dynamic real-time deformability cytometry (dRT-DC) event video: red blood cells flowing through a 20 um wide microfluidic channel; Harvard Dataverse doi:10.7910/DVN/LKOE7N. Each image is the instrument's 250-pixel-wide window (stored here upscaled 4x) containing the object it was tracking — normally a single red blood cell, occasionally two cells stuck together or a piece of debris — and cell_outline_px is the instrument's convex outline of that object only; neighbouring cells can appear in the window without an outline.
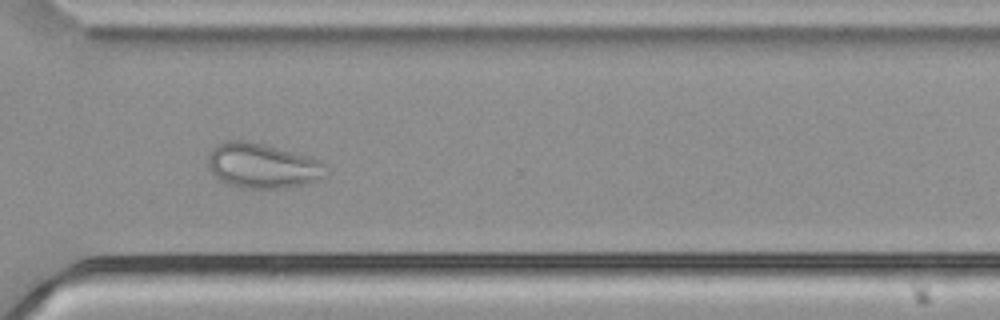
{"species": "common noctule bat (a hibernating species)", "species_latin": "Nyctalus noctula", "temperature_condition": "cold", "stored_images_in_passage": 38, "camera_frame_rate_fps": 3000, "um_per_image_px": 0.085, "animal": {"sex": "male", "body_mass_g": 21.5, "forearm_length_mm": 52.0}, "frame": {"image": 1, "passage_image": 33, "time_ms": 10.667, "image_size_px": [1000, 320], "cell_outline_px": [[324, 176], [320, 180], [304, 184], [284, 188], [240, 188], [228, 184], [220, 180], [208, 168], [208, 152], [216, 144], [224, 140], [244, 140], [264, 144], [320, 160], [324, 164]], "centroid_in_image_um": [22.25, 14.08], "position_along_channel_um": 348.4, "area_um2": 30.87}}